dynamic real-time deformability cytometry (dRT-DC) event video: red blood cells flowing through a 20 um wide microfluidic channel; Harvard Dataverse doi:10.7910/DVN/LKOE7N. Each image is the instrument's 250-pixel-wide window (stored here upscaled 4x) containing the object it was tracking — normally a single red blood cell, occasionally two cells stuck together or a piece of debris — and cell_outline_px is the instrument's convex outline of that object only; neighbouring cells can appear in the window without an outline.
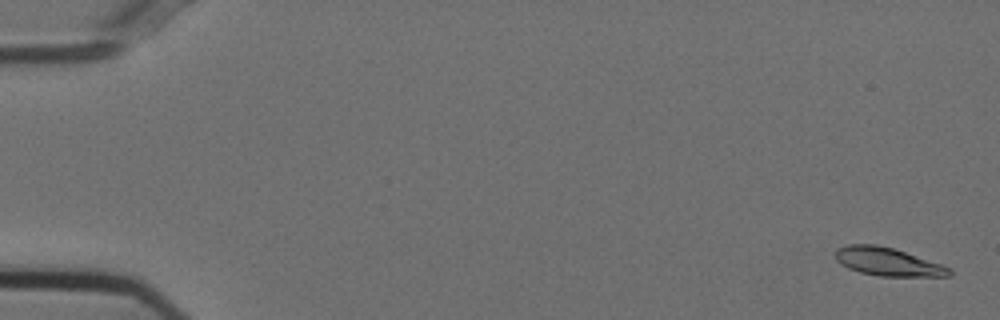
{"species": "Egyptian fruit bat (a non-hibernating species)", "species_latin": "Rousettus aegyptiacus", "temperature_condition": "cold", "stored_images_in_passage": 55, "camera_frame_rate_fps": 3000, "um_per_image_px": 0.085, "animal": {"sex": "female"}, "frame": {"image": 1, "passage_image": 2, "time_ms": 0.333, "image_size_px": [1000, 320], "cell_outline_px": [[952, 276], [880, 276], [860, 272], [848, 268], [840, 264], [836, 260], [836, 248], [848, 244], [876, 244], [892, 248], [952, 268]], "centroid_in_image_um": [75.43, 22.25], "position_along_channel_um": 9.6, "area_um2": 18.55}}
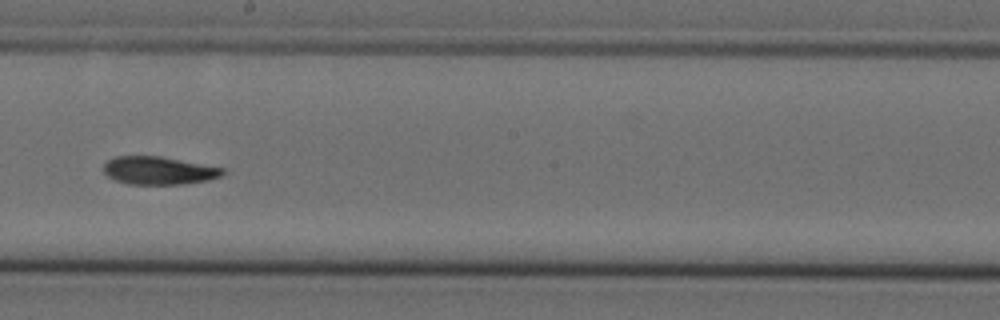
{"frame": {"image": 2, "passage_image": 32, "time_ms": 10.333, "image_size_px": [1000, 320], "cell_outline_px": [[224, 172], [220, 176], [208, 180], [180, 184], [128, 184], [116, 180], [108, 176], [104, 172], [104, 164], [108, 160], [116, 156], [160, 156], [224, 168]], "centroid_in_image_um": [13.47, 14.49], "position_along_channel_um": 234.7, "area_um2": 19.19}}
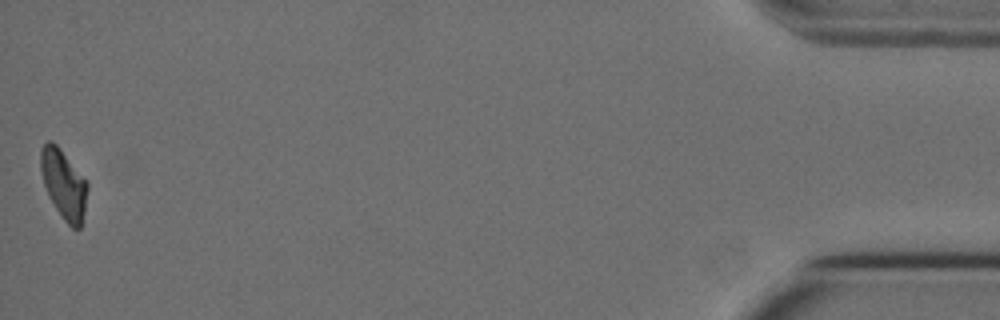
{"frame": {"image": 3, "passage_image": 55, "time_ms": 18.0, "image_size_px": [1000, 320], "cell_outline_px": [[88, 188], [80, 228], [72, 228], [64, 220], [48, 196], [44, 184], [40, 168], [40, 148], [48, 140], [52, 140], [60, 148], [88, 180]], "centroid_in_image_um": [5.41, 15.6], "position_along_channel_um": 429.8, "area_um2": 18.9}, "authors_computed_cell_mechanics": {"area_um2": 19.4208, "velocity_mm_per_s": 3.7126, "shape_relaxation_time_tau1_ms": 5.6727, "shape_relaxation_time_tau2_ms": 3.3529, "deformation_change_tau1": 0.1644, "deformation_change_tau2": 0.0752}}